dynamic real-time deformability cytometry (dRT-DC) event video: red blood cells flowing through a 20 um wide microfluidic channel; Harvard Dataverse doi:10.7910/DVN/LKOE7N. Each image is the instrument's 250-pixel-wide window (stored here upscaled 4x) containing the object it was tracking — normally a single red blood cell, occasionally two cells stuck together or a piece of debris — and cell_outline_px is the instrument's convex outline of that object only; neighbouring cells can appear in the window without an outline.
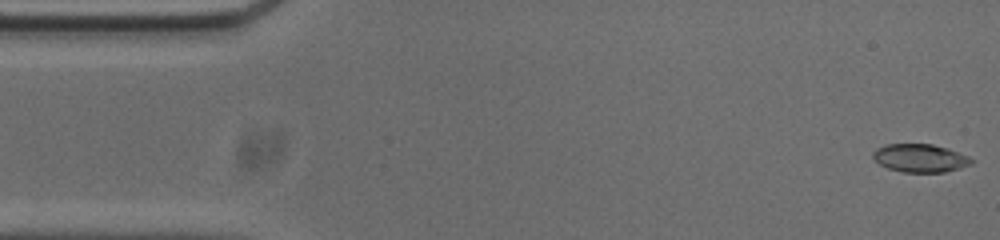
{"species": "common noctule bat (a hibernating species)", "species_latin": "Nyctalus noctula", "temperature_condition": "cold", "stored_images_in_passage": 53, "camera_frame_rate_fps": 3000, "um_per_image_px": 0.085, "animal": {"sex": "male", "body_mass_g": 20.0, "forearm_length_mm": 53.3}, "frame": {"image": 1, "passage_image": 1, "time_ms": 0.0, "image_size_px": [1000, 240], "cell_outline_px": [[976, 160], [972, 164], [960, 168], [944, 172], [900, 172], [888, 168], [880, 164], [872, 156], [872, 152], [876, 148], [888, 144], [932, 144], [948, 148], [968, 156]], "centroid_in_image_um": [78.23, 13.44], "position_along_channel_um": 6.8, "area_um2": 16.24}}
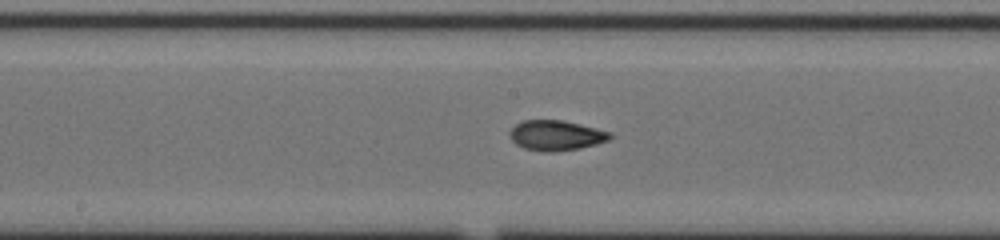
{"frame": {"image": 2, "passage_image": 26, "time_ms": 8.333, "image_size_px": [1000, 240], "cell_outline_px": [[612, 136], [608, 140], [596, 144], [580, 148], [556, 152], [544, 152], [524, 148], [516, 144], [512, 140], [508, 132], [516, 124], [524, 120], [560, 120], [596, 128], [612, 132]], "centroid_in_image_um": [47.25, 11.52], "position_along_channel_um": 200.9, "area_um2": 17.57}}
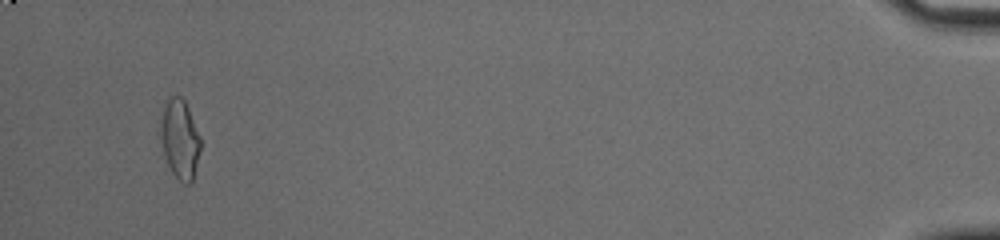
{"frame": {"image": 3, "passage_image": 51, "time_ms": 16.667, "image_size_px": [1000, 240], "cell_outline_px": [[200, 148], [192, 180], [188, 184], [184, 184], [172, 172], [164, 156], [160, 140], [160, 124], [164, 104], [172, 96], [180, 96], [184, 100], [188, 108], [200, 136]], "centroid_in_image_um": [15.26, 11.81], "position_along_channel_um": 419.9, "area_um2": 18.21}, "authors_computed_cell_mechanics": {"area_um2": 16.9354, "velocity_mm_per_s": 3.7162, "shape_relaxation_time_tau1_ms": 9.5609, "shape_relaxation_time_tau2_ms": 1.989, "deformation_change_tau1": 0.2042, "deformation_change_tau2": 0.0815}}